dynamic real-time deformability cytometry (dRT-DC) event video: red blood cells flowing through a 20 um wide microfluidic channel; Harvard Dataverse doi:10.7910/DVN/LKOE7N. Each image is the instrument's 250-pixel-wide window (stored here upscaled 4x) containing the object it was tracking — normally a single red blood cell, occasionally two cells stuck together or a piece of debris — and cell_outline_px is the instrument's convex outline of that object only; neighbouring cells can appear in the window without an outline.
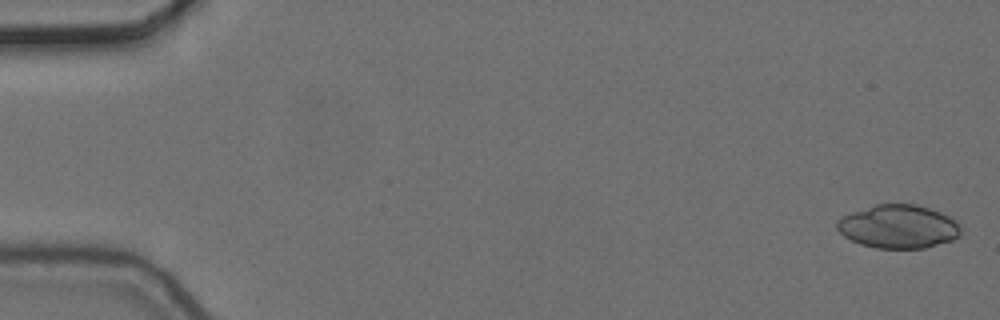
{"species": "common noctule bat (a hibernating species)", "species_latin": "Nyctalus noctula", "temperature_condition": "cold", "stored_images_in_passage": 5, "camera_frame_rate_fps": 3000, "um_per_image_px": 0.085, "animal": {"sex": "female", "body_mass_g": 24.6, "forearm_length_mm": 56.2}, "frame": {"image": 1, "passage_image": 1, "time_ms": 0.0, "image_size_px": [1000, 320], "cell_outline_px": [[960, 236], [952, 240], [924, 248], [876, 248], [860, 244], [844, 236], [836, 228], [836, 220], [852, 212], [876, 204], [916, 204], [940, 212], [948, 216], [960, 228]], "centroid_in_image_um": [76.33, 19.26], "position_along_channel_um": 8.7, "area_um2": 31.04}}